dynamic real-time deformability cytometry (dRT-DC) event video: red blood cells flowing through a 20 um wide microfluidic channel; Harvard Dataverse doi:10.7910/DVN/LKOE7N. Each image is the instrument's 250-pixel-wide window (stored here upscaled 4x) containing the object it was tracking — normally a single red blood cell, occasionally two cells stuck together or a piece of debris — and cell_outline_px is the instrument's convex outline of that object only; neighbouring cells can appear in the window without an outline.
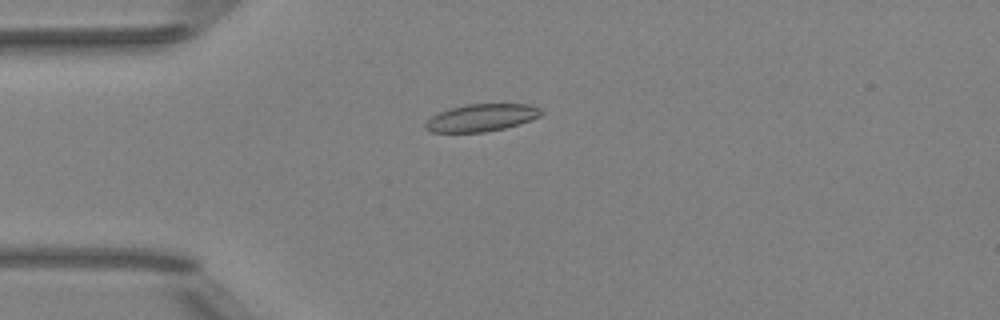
{"species": "Egyptian fruit bat (a non-hibernating species)", "species_latin": "Rousettus aegyptiacus", "temperature_condition": "room temperature", "stored_images_in_passage": 49, "camera_frame_rate_fps": 3000, "um_per_image_px": 0.085, "animal": {"sex": "female"}, "frame": {"image": 1, "passage_image": 11, "time_ms": 3.333, "image_size_px": [1000, 320], "cell_outline_px": [[544, 112], [540, 116], [504, 128], [484, 132], [428, 132], [424, 128], [424, 124], [432, 116], [440, 112], [452, 108], [468, 104], [528, 104], [540, 108]], "centroid_in_image_um": [40.9, 10.0], "position_along_channel_um": 44.1, "area_um2": 18.21}}
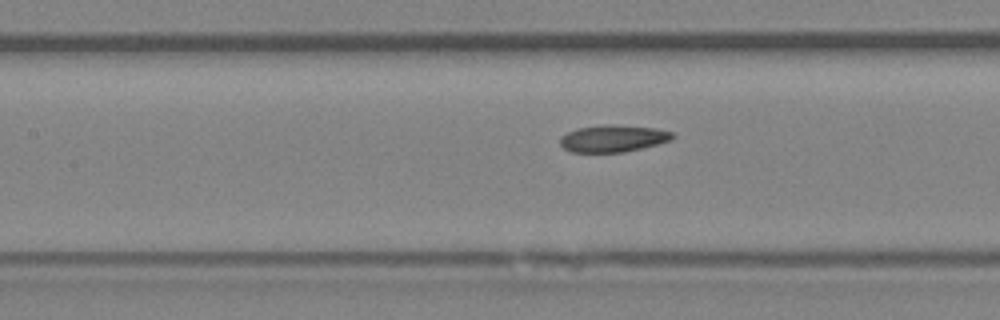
{"frame": {"image": 2, "passage_image": 21, "time_ms": 6.667, "image_size_px": [1000, 320], "cell_outline_px": [[676, 136], [672, 140], [624, 152], [572, 152], [564, 148], [560, 144], [560, 136], [576, 128], [604, 124], [608, 124], [656, 128], [676, 132]], "centroid_in_image_um": [52.13, 11.76], "position_along_channel_um": 155.3, "area_um2": 17.8}}
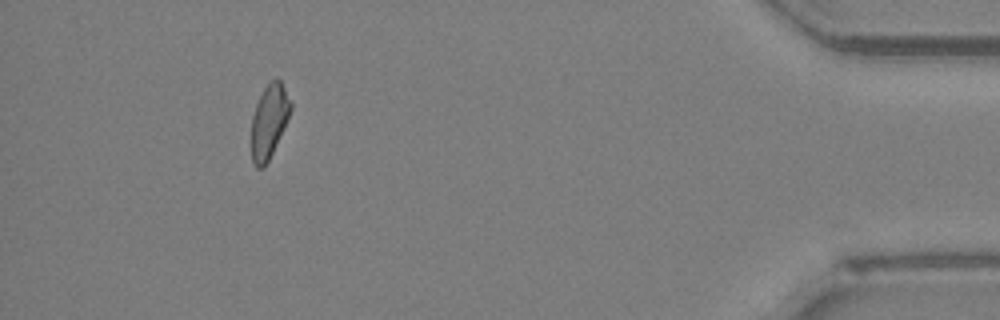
{"frame": {"image": 3, "passage_image": 45, "time_ms": 14.667, "image_size_px": [1000, 320], "cell_outline_px": [[292, 108], [284, 128], [264, 168], [256, 168], [252, 164], [252, 116], [256, 104], [264, 88], [276, 76], [280, 80], [292, 100]], "centroid_in_image_um": [22.89, 10.28], "position_along_channel_um": 412.3, "area_um2": 16.82}, "authors_computed_cell_mechanics": {"area_um2": 17.5134, "velocity_mm_per_s": 3.9866, "shape_relaxation_time_tau1_ms": null, "shape_relaxation_time_tau2_ms": 3.0943, "deformation_change_tau1": null, "deformation_change_tau2": 0.1102}}